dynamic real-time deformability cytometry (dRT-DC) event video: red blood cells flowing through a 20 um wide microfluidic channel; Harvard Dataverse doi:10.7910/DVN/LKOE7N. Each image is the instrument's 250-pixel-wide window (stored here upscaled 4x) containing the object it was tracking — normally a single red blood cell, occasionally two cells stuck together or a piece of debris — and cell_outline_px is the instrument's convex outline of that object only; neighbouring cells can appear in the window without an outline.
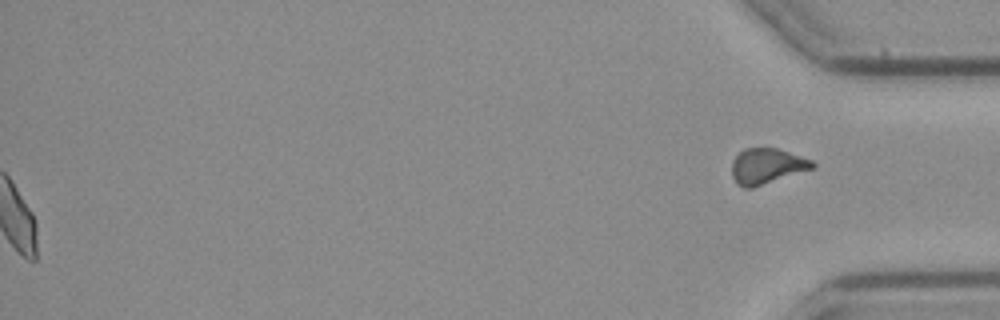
{"species": "common noctule bat (a hibernating species)", "species_latin": "Nyctalus noctula", "temperature_condition": "cold", "stored_images_in_passage": 54, "segment_of_instrument_passage": [2, 2], "camera_frame_rate_fps": 3000, "um_per_image_px": 0.085, "animal": {"sex": "female", "body_mass_g": 21.9}, "frame": {"image": 1, "passage_image": 54, "time_ms": 17.667, "image_size_px": [1000, 320], "cell_outline_px": [[816, 168], [752, 188], [744, 188], [736, 184], [732, 176], [732, 160], [744, 148], [776, 148], [812, 160], [816, 164]], "centroid_in_image_um": [65.19, 14.13], "position_along_channel_um": 370.0, "area_um2": 16.82}}